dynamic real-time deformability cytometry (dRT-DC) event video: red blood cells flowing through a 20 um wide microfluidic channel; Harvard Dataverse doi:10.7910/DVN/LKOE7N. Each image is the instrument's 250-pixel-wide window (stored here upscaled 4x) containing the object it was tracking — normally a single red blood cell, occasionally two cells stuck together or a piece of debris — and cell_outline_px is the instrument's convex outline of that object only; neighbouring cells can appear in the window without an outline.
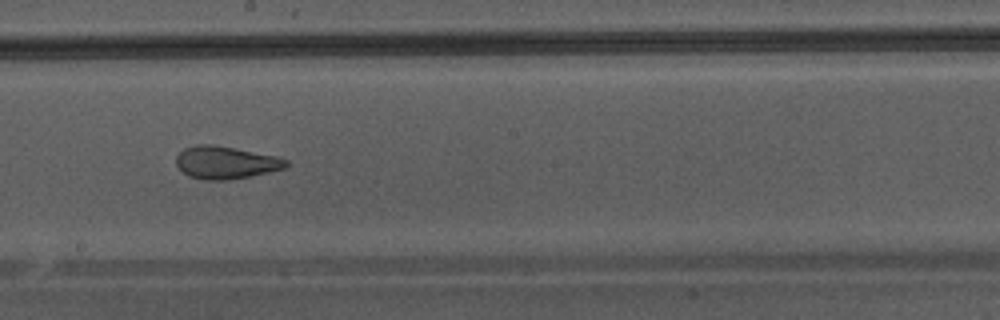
{"species": "Egyptian fruit bat (a non-hibernating species)", "species_latin": "Rousettus aegyptiacus", "temperature_condition": "warm", "stored_images_in_passage": 48, "camera_frame_rate_fps": 3000, "um_per_image_px": 0.085, "animal": {"sex": "male"}, "frame": {"image": 1, "passage_image": 28, "time_ms": 9.0, "image_size_px": [1000, 320], "cell_outline_px": [[288, 164], [284, 168], [252, 176], [224, 180], [204, 180], [188, 176], [176, 164], [176, 156], [184, 148], [196, 144], [212, 144], [276, 156], [288, 160]], "centroid_in_image_um": [19.16, 13.81], "position_along_channel_um": 229.0, "area_um2": 20.75}}
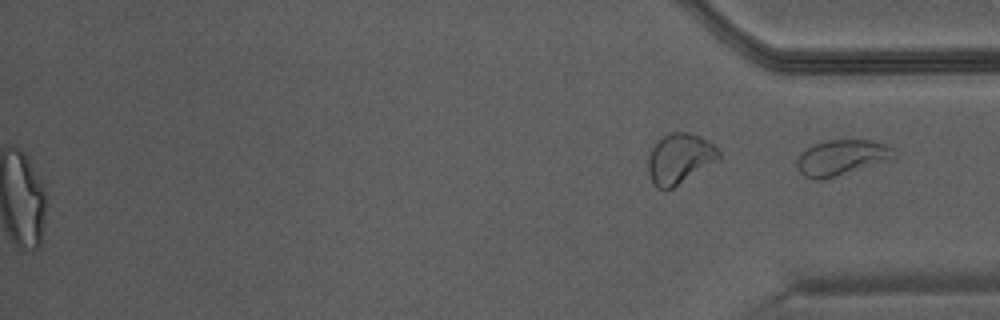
{"frame": {"image": 2, "passage_image": 48, "time_ms": 15.667, "image_size_px": [1000, 320], "cell_outline_px": [[896, 156], [888, 160], [820, 180], [816, 180], [804, 176], [796, 168], [796, 160], [800, 152], [816, 144], [828, 140], [872, 140], [896, 148]], "centroid_in_image_um": [71.52, 13.38], "position_along_channel_um": 363.7, "area_um2": 19.83}}